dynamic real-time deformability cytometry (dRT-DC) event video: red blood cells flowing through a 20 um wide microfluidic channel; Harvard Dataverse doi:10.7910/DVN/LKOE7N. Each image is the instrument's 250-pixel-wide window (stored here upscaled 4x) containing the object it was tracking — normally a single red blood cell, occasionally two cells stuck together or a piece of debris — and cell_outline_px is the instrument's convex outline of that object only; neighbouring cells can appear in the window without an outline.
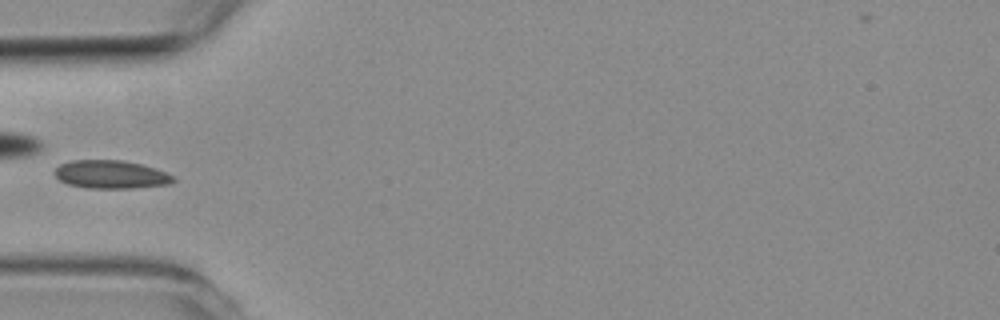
{"species": "common noctule bat (a hibernating species)", "species_latin": "Nyctalus noctula", "temperature_condition": "room temperature", "stored_images_in_passage": 2, "camera_frame_rate_fps": 3000, "um_per_image_px": 0.085, "animal": {"sex": "female", "body_mass_g": 19.3, "forearm_length_mm": 54.1}, "frame": {"image": 1, "passage_image": 2, "time_ms": 1.333, "image_size_px": [1000, 320], "cell_outline_px": [[176, 180], [172, 184], [132, 188], [88, 188], [68, 184], [60, 180], [56, 176], [56, 168], [60, 164], [72, 160], [124, 160], [156, 168], [168, 172], [176, 176]], "centroid_in_image_um": [9.51, 14.83], "position_along_channel_um": 75.5, "area_um2": 19.65}}